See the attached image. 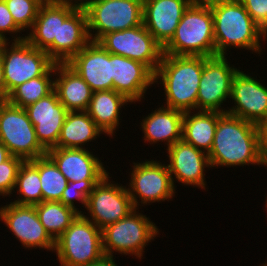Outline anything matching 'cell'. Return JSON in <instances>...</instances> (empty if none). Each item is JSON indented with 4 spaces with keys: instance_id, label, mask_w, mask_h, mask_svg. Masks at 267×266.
Instances as JSON below:
<instances>
[{
    "instance_id": "6da1fadb",
    "label": "cell",
    "mask_w": 267,
    "mask_h": 266,
    "mask_svg": "<svg viewBox=\"0 0 267 266\" xmlns=\"http://www.w3.org/2000/svg\"><path fill=\"white\" fill-rule=\"evenodd\" d=\"M208 157L211 168L261 165L259 126L223 113L218 118L213 145Z\"/></svg>"
},
{
    "instance_id": "7a4b0ae2",
    "label": "cell",
    "mask_w": 267,
    "mask_h": 266,
    "mask_svg": "<svg viewBox=\"0 0 267 266\" xmlns=\"http://www.w3.org/2000/svg\"><path fill=\"white\" fill-rule=\"evenodd\" d=\"M208 57L163 54L154 83L164 86L166 107L182 112L197 111L199 82Z\"/></svg>"
},
{
    "instance_id": "3957f363",
    "label": "cell",
    "mask_w": 267,
    "mask_h": 266,
    "mask_svg": "<svg viewBox=\"0 0 267 266\" xmlns=\"http://www.w3.org/2000/svg\"><path fill=\"white\" fill-rule=\"evenodd\" d=\"M213 16L216 55L236 47L260 54V40L267 39L240 0H209ZM263 37V38H261Z\"/></svg>"
},
{
    "instance_id": "277c9868",
    "label": "cell",
    "mask_w": 267,
    "mask_h": 266,
    "mask_svg": "<svg viewBox=\"0 0 267 266\" xmlns=\"http://www.w3.org/2000/svg\"><path fill=\"white\" fill-rule=\"evenodd\" d=\"M163 54L216 56L213 16L208 1H193L184 11L174 36Z\"/></svg>"
},
{
    "instance_id": "5b68a950",
    "label": "cell",
    "mask_w": 267,
    "mask_h": 266,
    "mask_svg": "<svg viewBox=\"0 0 267 266\" xmlns=\"http://www.w3.org/2000/svg\"><path fill=\"white\" fill-rule=\"evenodd\" d=\"M60 266H87L104 256L102 231L82 214L55 240Z\"/></svg>"
},
{
    "instance_id": "8992f818",
    "label": "cell",
    "mask_w": 267,
    "mask_h": 266,
    "mask_svg": "<svg viewBox=\"0 0 267 266\" xmlns=\"http://www.w3.org/2000/svg\"><path fill=\"white\" fill-rule=\"evenodd\" d=\"M136 210L118 222L101 229L105 256L114 257L115 251L122 255H134L141 259L147 243L151 242L152 239L154 240L159 234V229L155 223Z\"/></svg>"
},
{
    "instance_id": "52a82bcc",
    "label": "cell",
    "mask_w": 267,
    "mask_h": 266,
    "mask_svg": "<svg viewBox=\"0 0 267 266\" xmlns=\"http://www.w3.org/2000/svg\"><path fill=\"white\" fill-rule=\"evenodd\" d=\"M84 10L87 15L89 37L93 42H97L107 33L143 24V0H95Z\"/></svg>"
},
{
    "instance_id": "ba28073f",
    "label": "cell",
    "mask_w": 267,
    "mask_h": 266,
    "mask_svg": "<svg viewBox=\"0 0 267 266\" xmlns=\"http://www.w3.org/2000/svg\"><path fill=\"white\" fill-rule=\"evenodd\" d=\"M9 43L0 42L7 94L18 85L42 76L55 63L44 50L37 49L26 40L14 41L11 45Z\"/></svg>"
},
{
    "instance_id": "9c48e42d",
    "label": "cell",
    "mask_w": 267,
    "mask_h": 266,
    "mask_svg": "<svg viewBox=\"0 0 267 266\" xmlns=\"http://www.w3.org/2000/svg\"><path fill=\"white\" fill-rule=\"evenodd\" d=\"M0 142L12 156L31 161L47 154L37 140L35 127L25 108L0 102Z\"/></svg>"
},
{
    "instance_id": "30bf717a",
    "label": "cell",
    "mask_w": 267,
    "mask_h": 266,
    "mask_svg": "<svg viewBox=\"0 0 267 266\" xmlns=\"http://www.w3.org/2000/svg\"><path fill=\"white\" fill-rule=\"evenodd\" d=\"M111 54L121 55L146 65L153 73L160 65L163 47L145 26L107 33L97 41Z\"/></svg>"
},
{
    "instance_id": "8fae6325",
    "label": "cell",
    "mask_w": 267,
    "mask_h": 266,
    "mask_svg": "<svg viewBox=\"0 0 267 266\" xmlns=\"http://www.w3.org/2000/svg\"><path fill=\"white\" fill-rule=\"evenodd\" d=\"M109 173L105 175L88 195L86 209L90 215L86 217L98 228L118 222L128 216L136 208L133 205L126 186L111 183Z\"/></svg>"
},
{
    "instance_id": "7c38bea8",
    "label": "cell",
    "mask_w": 267,
    "mask_h": 266,
    "mask_svg": "<svg viewBox=\"0 0 267 266\" xmlns=\"http://www.w3.org/2000/svg\"><path fill=\"white\" fill-rule=\"evenodd\" d=\"M133 164L127 189L136 209L140 205L138 197L144 205L156 201H169L174 197L175 185L172 183L170 172L165 164L155 160Z\"/></svg>"
},
{
    "instance_id": "4fadbf2b",
    "label": "cell",
    "mask_w": 267,
    "mask_h": 266,
    "mask_svg": "<svg viewBox=\"0 0 267 266\" xmlns=\"http://www.w3.org/2000/svg\"><path fill=\"white\" fill-rule=\"evenodd\" d=\"M227 61L224 55L208 57L204 61L197 95L198 111L226 113L221 105L230 98L232 80L238 71L237 68L230 67Z\"/></svg>"
},
{
    "instance_id": "5bb4252c",
    "label": "cell",
    "mask_w": 267,
    "mask_h": 266,
    "mask_svg": "<svg viewBox=\"0 0 267 266\" xmlns=\"http://www.w3.org/2000/svg\"><path fill=\"white\" fill-rule=\"evenodd\" d=\"M235 106L226 113L258 126L267 122V87L238 69L232 80L231 96Z\"/></svg>"
},
{
    "instance_id": "9a60e30c",
    "label": "cell",
    "mask_w": 267,
    "mask_h": 266,
    "mask_svg": "<svg viewBox=\"0 0 267 266\" xmlns=\"http://www.w3.org/2000/svg\"><path fill=\"white\" fill-rule=\"evenodd\" d=\"M0 219L25 248L55 250V240L40 222L35 206L10 202L0 208Z\"/></svg>"
},
{
    "instance_id": "2e32d148",
    "label": "cell",
    "mask_w": 267,
    "mask_h": 266,
    "mask_svg": "<svg viewBox=\"0 0 267 266\" xmlns=\"http://www.w3.org/2000/svg\"><path fill=\"white\" fill-rule=\"evenodd\" d=\"M90 41L84 8H77L60 0L58 40H54V62L67 63Z\"/></svg>"
},
{
    "instance_id": "e0dca14e",
    "label": "cell",
    "mask_w": 267,
    "mask_h": 266,
    "mask_svg": "<svg viewBox=\"0 0 267 266\" xmlns=\"http://www.w3.org/2000/svg\"><path fill=\"white\" fill-rule=\"evenodd\" d=\"M67 64L93 92L113 90L112 54L98 42L90 41Z\"/></svg>"
},
{
    "instance_id": "ac0fdd59",
    "label": "cell",
    "mask_w": 267,
    "mask_h": 266,
    "mask_svg": "<svg viewBox=\"0 0 267 266\" xmlns=\"http://www.w3.org/2000/svg\"><path fill=\"white\" fill-rule=\"evenodd\" d=\"M29 120L35 127V133L40 145L46 150L56 148L61 128L68 111L59 101L53 90L47 96L25 107Z\"/></svg>"
},
{
    "instance_id": "d6986e66",
    "label": "cell",
    "mask_w": 267,
    "mask_h": 266,
    "mask_svg": "<svg viewBox=\"0 0 267 266\" xmlns=\"http://www.w3.org/2000/svg\"><path fill=\"white\" fill-rule=\"evenodd\" d=\"M167 153L170 161L167 167L173 185L174 179H176L177 182L184 185H195L194 187L205 189L204 168H211L207 153L196 149L192 144L185 142L183 139L167 148Z\"/></svg>"
},
{
    "instance_id": "ffe728a7",
    "label": "cell",
    "mask_w": 267,
    "mask_h": 266,
    "mask_svg": "<svg viewBox=\"0 0 267 266\" xmlns=\"http://www.w3.org/2000/svg\"><path fill=\"white\" fill-rule=\"evenodd\" d=\"M194 0H143V25L164 47L174 36L184 11Z\"/></svg>"
},
{
    "instance_id": "44dd1931",
    "label": "cell",
    "mask_w": 267,
    "mask_h": 266,
    "mask_svg": "<svg viewBox=\"0 0 267 266\" xmlns=\"http://www.w3.org/2000/svg\"><path fill=\"white\" fill-rule=\"evenodd\" d=\"M112 70L113 90L131 103L141 101L148 87L154 84V73L139 61L112 54Z\"/></svg>"
},
{
    "instance_id": "7402d4cb",
    "label": "cell",
    "mask_w": 267,
    "mask_h": 266,
    "mask_svg": "<svg viewBox=\"0 0 267 266\" xmlns=\"http://www.w3.org/2000/svg\"><path fill=\"white\" fill-rule=\"evenodd\" d=\"M47 155L54 161L68 182L102 179L109 173L105 170L101 160L99 161L98 157L85 148L56 147L48 150Z\"/></svg>"
},
{
    "instance_id": "603a6c76",
    "label": "cell",
    "mask_w": 267,
    "mask_h": 266,
    "mask_svg": "<svg viewBox=\"0 0 267 266\" xmlns=\"http://www.w3.org/2000/svg\"><path fill=\"white\" fill-rule=\"evenodd\" d=\"M54 90L68 112L86 111L93 91L67 63H55Z\"/></svg>"
},
{
    "instance_id": "cb8c5ba5",
    "label": "cell",
    "mask_w": 267,
    "mask_h": 266,
    "mask_svg": "<svg viewBox=\"0 0 267 266\" xmlns=\"http://www.w3.org/2000/svg\"><path fill=\"white\" fill-rule=\"evenodd\" d=\"M184 112L169 107H159L146 116L142 122L144 142H163L167 148L182 139Z\"/></svg>"
},
{
    "instance_id": "d4e9b609",
    "label": "cell",
    "mask_w": 267,
    "mask_h": 266,
    "mask_svg": "<svg viewBox=\"0 0 267 266\" xmlns=\"http://www.w3.org/2000/svg\"><path fill=\"white\" fill-rule=\"evenodd\" d=\"M128 102L131 104L123 94L114 90L96 91L86 112L105 134L113 137L119 125L120 110Z\"/></svg>"
},
{
    "instance_id": "484cf974",
    "label": "cell",
    "mask_w": 267,
    "mask_h": 266,
    "mask_svg": "<svg viewBox=\"0 0 267 266\" xmlns=\"http://www.w3.org/2000/svg\"><path fill=\"white\" fill-rule=\"evenodd\" d=\"M195 112L187 111L183 114L182 139L208 154L213 145L218 118L223 113L217 111Z\"/></svg>"
},
{
    "instance_id": "4316f807",
    "label": "cell",
    "mask_w": 267,
    "mask_h": 266,
    "mask_svg": "<svg viewBox=\"0 0 267 266\" xmlns=\"http://www.w3.org/2000/svg\"><path fill=\"white\" fill-rule=\"evenodd\" d=\"M58 31L59 1L42 3L25 40L37 49L44 50L54 61V40H58Z\"/></svg>"
},
{
    "instance_id": "83f0119b",
    "label": "cell",
    "mask_w": 267,
    "mask_h": 266,
    "mask_svg": "<svg viewBox=\"0 0 267 266\" xmlns=\"http://www.w3.org/2000/svg\"><path fill=\"white\" fill-rule=\"evenodd\" d=\"M102 133L86 111L68 112L56 147L82 149L87 142L97 139Z\"/></svg>"
},
{
    "instance_id": "f1b7e54d",
    "label": "cell",
    "mask_w": 267,
    "mask_h": 266,
    "mask_svg": "<svg viewBox=\"0 0 267 266\" xmlns=\"http://www.w3.org/2000/svg\"><path fill=\"white\" fill-rule=\"evenodd\" d=\"M34 206L40 222L54 240L61 236L79 215L76 210L60 201H42Z\"/></svg>"
},
{
    "instance_id": "f546056e",
    "label": "cell",
    "mask_w": 267,
    "mask_h": 266,
    "mask_svg": "<svg viewBox=\"0 0 267 266\" xmlns=\"http://www.w3.org/2000/svg\"><path fill=\"white\" fill-rule=\"evenodd\" d=\"M55 63L42 75L30 79L15 87L9 94L7 102L16 107L25 108L54 90Z\"/></svg>"
},
{
    "instance_id": "4dcf8cb0",
    "label": "cell",
    "mask_w": 267,
    "mask_h": 266,
    "mask_svg": "<svg viewBox=\"0 0 267 266\" xmlns=\"http://www.w3.org/2000/svg\"><path fill=\"white\" fill-rule=\"evenodd\" d=\"M15 188L18 189L17 193L20 195V198L12 203L34 206L42 202L39 157L23 162L18 172Z\"/></svg>"
},
{
    "instance_id": "1f68e13d",
    "label": "cell",
    "mask_w": 267,
    "mask_h": 266,
    "mask_svg": "<svg viewBox=\"0 0 267 266\" xmlns=\"http://www.w3.org/2000/svg\"><path fill=\"white\" fill-rule=\"evenodd\" d=\"M39 175L42 201H60L68 181L47 154L39 157Z\"/></svg>"
},
{
    "instance_id": "d6a6232c",
    "label": "cell",
    "mask_w": 267,
    "mask_h": 266,
    "mask_svg": "<svg viewBox=\"0 0 267 266\" xmlns=\"http://www.w3.org/2000/svg\"><path fill=\"white\" fill-rule=\"evenodd\" d=\"M15 24L22 30L31 29L42 4L40 0H4Z\"/></svg>"
},
{
    "instance_id": "836d02e7",
    "label": "cell",
    "mask_w": 267,
    "mask_h": 266,
    "mask_svg": "<svg viewBox=\"0 0 267 266\" xmlns=\"http://www.w3.org/2000/svg\"><path fill=\"white\" fill-rule=\"evenodd\" d=\"M100 180L101 179H84L77 182H68L65 190L63 191L60 202L76 210L79 214H82V211L76 208L74 204L75 199L83 204L82 207L85 206L86 208L88 195L93 191L94 186Z\"/></svg>"
},
{
    "instance_id": "e575fe53",
    "label": "cell",
    "mask_w": 267,
    "mask_h": 266,
    "mask_svg": "<svg viewBox=\"0 0 267 266\" xmlns=\"http://www.w3.org/2000/svg\"><path fill=\"white\" fill-rule=\"evenodd\" d=\"M23 162V159L11 155L6 161L0 163V195L3 198L15 192L16 179Z\"/></svg>"
},
{
    "instance_id": "d590c367",
    "label": "cell",
    "mask_w": 267,
    "mask_h": 266,
    "mask_svg": "<svg viewBox=\"0 0 267 266\" xmlns=\"http://www.w3.org/2000/svg\"><path fill=\"white\" fill-rule=\"evenodd\" d=\"M20 31L22 32V30L15 24L13 16L7 8L5 1L0 0V42L9 41V39L5 36V32L13 35L16 34L15 37H12L14 38L13 41L25 40L26 35L24 37H17V33H21Z\"/></svg>"
},
{
    "instance_id": "8d00e7d4",
    "label": "cell",
    "mask_w": 267,
    "mask_h": 266,
    "mask_svg": "<svg viewBox=\"0 0 267 266\" xmlns=\"http://www.w3.org/2000/svg\"><path fill=\"white\" fill-rule=\"evenodd\" d=\"M255 24L267 36V0H240Z\"/></svg>"
},
{
    "instance_id": "74e56055",
    "label": "cell",
    "mask_w": 267,
    "mask_h": 266,
    "mask_svg": "<svg viewBox=\"0 0 267 266\" xmlns=\"http://www.w3.org/2000/svg\"><path fill=\"white\" fill-rule=\"evenodd\" d=\"M261 145V165L267 167V122L259 126Z\"/></svg>"
},
{
    "instance_id": "f35d334b",
    "label": "cell",
    "mask_w": 267,
    "mask_h": 266,
    "mask_svg": "<svg viewBox=\"0 0 267 266\" xmlns=\"http://www.w3.org/2000/svg\"><path fill=\"white\" fill-rule=\"evenodd\" d=\"M8 98V94L6 92L4 75H3V64L0 56V102L6 101Z\"/></svg>"
},
{
    "instance_id": "ab89813d",
    "label": "cell",
    "mask_w": 267,
    "mask_h": 266,
    "mask_svg": "<svg viewBox=\"0 0 267 266\" xmlns=\"http://www.w3.org/2000/svg\"><path fill=\"white\" fill-rule=\"evenodd\" d=\"M87 266H118L112 256H103L98 261L90 263Z\"/></svg>"
},
{
    "instance_id": "60d3db41",
    "label": "cell",
    "mask_w": 267,
    "mask_h": 266,
    "mask_svg": "<svg viewBox=\"0 0 267 266\" xmlns=\"http://www.w3.org/2000/svg\"><path fill=\"white\" fill-rule=\"evenodd\" d=\"M61 1L66 2L67 4H70L77 8H85L89 3L95 0H61Z\"/></svg>"
},
{
    "instance_id": "b9f144b4",
    "label": "cell",
    "mask_w": 267,
    "mask_h": 266,
    "mask_svg": "<svg viewBox=\"0 0 267 266\" xmlns=\"http://www.w3.org/2000/svg\"><path fill=\"white\" fill-rule=\"evenodd\" d=\"M11 156L8 148L0 142V163L6 161Z\"/></svg>"
},
{
    "instance_id": "7bdbcfd3",
    "label": "cell",
    "mask_w": 267,
    "mask_h": 266,
    "mask_svg": "<svg viewBox=\"0 0 267 266\" xmlns=\"http://www.w3.org/2000/svg\"><path fill=\"white\" fill-rule=\"evenodd\" d=\"M42 3H46V2H57L60 0H40Z\"/></svg>"
}]
</instances>
